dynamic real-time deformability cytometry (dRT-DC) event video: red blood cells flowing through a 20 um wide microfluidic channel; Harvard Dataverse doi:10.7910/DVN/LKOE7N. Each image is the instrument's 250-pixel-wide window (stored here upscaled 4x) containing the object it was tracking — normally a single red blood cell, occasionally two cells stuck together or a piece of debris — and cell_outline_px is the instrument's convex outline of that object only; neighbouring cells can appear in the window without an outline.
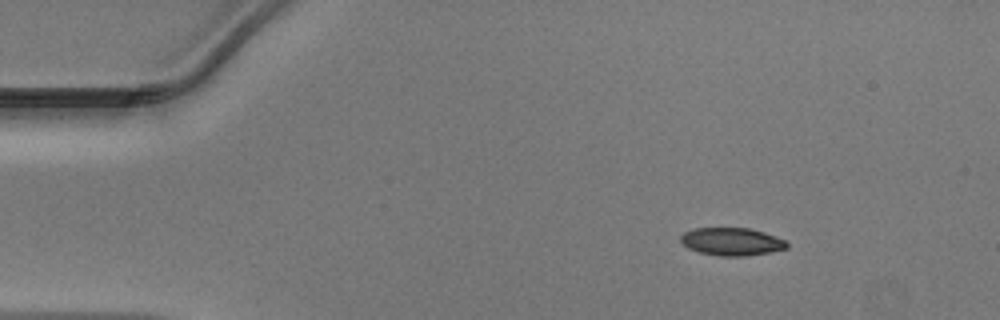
{"species": "Egyptian fruit bat (a non-hibernating species)", "species_latin": "Rousettus aegyptiacus", "temperature_condition": "warm", "stored_images_in_passage": 42, "camera_frame_rate_fps": 3000, "um_per_image_px": 0.085, "animal": {"sex": "male"}, "frame": {"image": 1, "passage_image": 1, "time_ms": 0.0, "image_size_px": [1000, 320], "cell_outline_px": [[788, 248], [768, 252], [744, 256], [720, 256], [700, 252], [688, 248], [680, 240], [680, 236], [684, 232], [696, 228], [748, 228], [764, 232], [776, 236], [784, 240], [788, 244]], "centroid_in_image_um": [62.19, 20.53], "position_along_channel_um": 22.8, "area_um2": 17.05}}
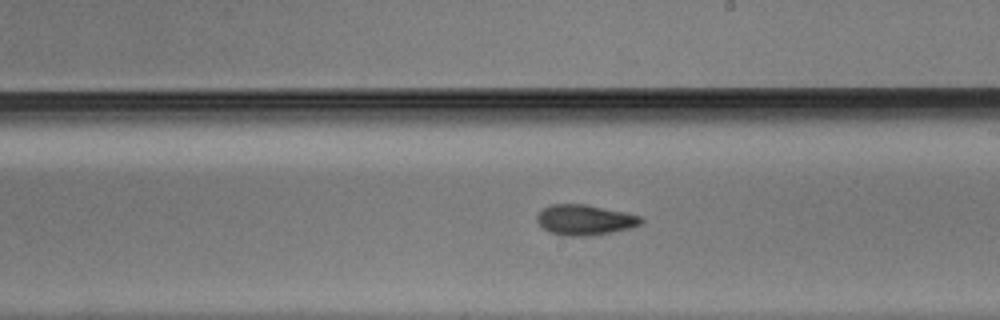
{"frame": {"image": 2, "passage_image": 22, "time_ms": 7.0, "image_size_px": [1000, 320], "cell_outline_px": [[644, 220], [640, 224], [628, 228], [588, 236], [564, 236], [548, 232], [536, 220], [536, 216], [544, 208], [552, 204], [584, 204], [624, 212], [640, 216]], "centroid_in_image_um": [49.67, 18.69], "position_along_channel_um": 239.3, "area_um2": 18.15}}
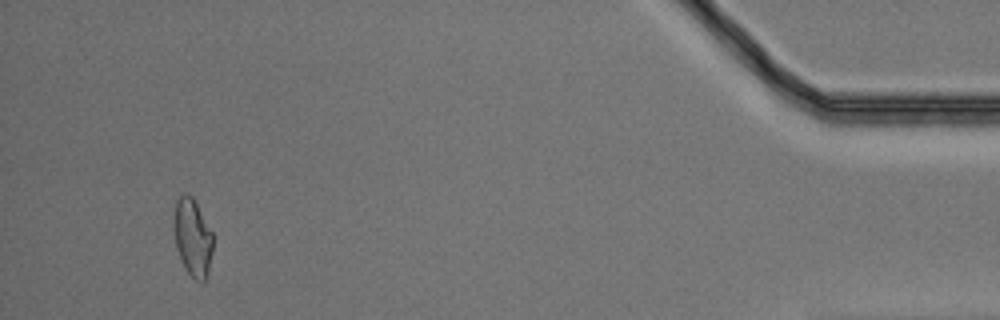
{"frame": {"image": 3, "passage_image": 40, "time_ms": 13.0, "image_size_px": [1000, 320], "cell_outline_px": [[212, 252], [208, 272], [204, 280], [196, 280], [188, 272], [176, 248], [172, 228], [172, 224], [176, 200], [180, 196], [188, 192], [192, 196], [212, 232]], "centroid_in_image_um": [16.34, 20.13], "position_along_channel_um": 418.9, "area_um2": 17.51}}